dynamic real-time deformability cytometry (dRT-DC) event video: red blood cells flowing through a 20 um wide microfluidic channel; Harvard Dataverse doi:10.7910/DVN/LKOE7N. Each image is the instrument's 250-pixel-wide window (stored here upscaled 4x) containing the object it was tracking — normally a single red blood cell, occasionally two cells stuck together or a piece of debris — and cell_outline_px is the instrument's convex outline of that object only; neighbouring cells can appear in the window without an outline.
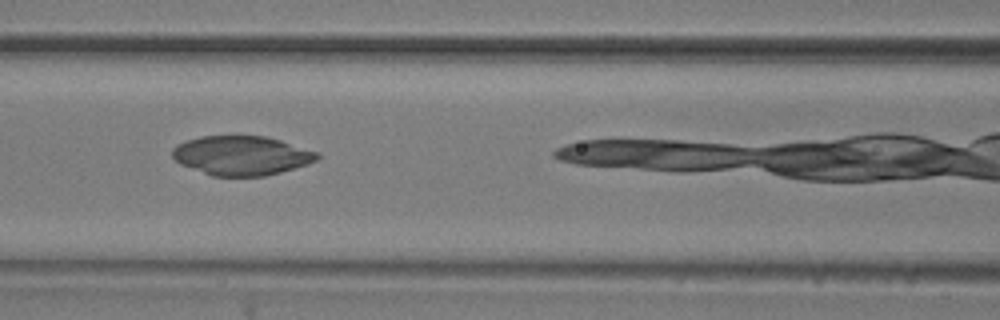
{"species": "common noctule bat (a hibernating species)", "species_latin": "Nyctalus noctula", "temperature_condition": "room temperature", "stored_images_in_passage": 14, "camera_frame_rate_fps": 3000, "um_per_image_px": 0.085, "animal": {"sex": "male", "body_mass_g": 20.5, "forearm_length_mm": 52.5}, "frame": {"image": 1, "passage_image": 7, "time_ms": 2.0, "image_size_px": [1000, 320], "cell_outline_px": [[320, 156], [316, 160], [308, 164], [280, 172], [264, 176], [212, 176], [180, 164], [172, 156], [172, 148], [176, 144], [184, 140], [200, 136], [264, 136], [280, 140], [320, 152]], "centroid_in_image_um": [20.52, 13.21], "position_along_channel_um": 146.1, "area_um2": 33.29}}